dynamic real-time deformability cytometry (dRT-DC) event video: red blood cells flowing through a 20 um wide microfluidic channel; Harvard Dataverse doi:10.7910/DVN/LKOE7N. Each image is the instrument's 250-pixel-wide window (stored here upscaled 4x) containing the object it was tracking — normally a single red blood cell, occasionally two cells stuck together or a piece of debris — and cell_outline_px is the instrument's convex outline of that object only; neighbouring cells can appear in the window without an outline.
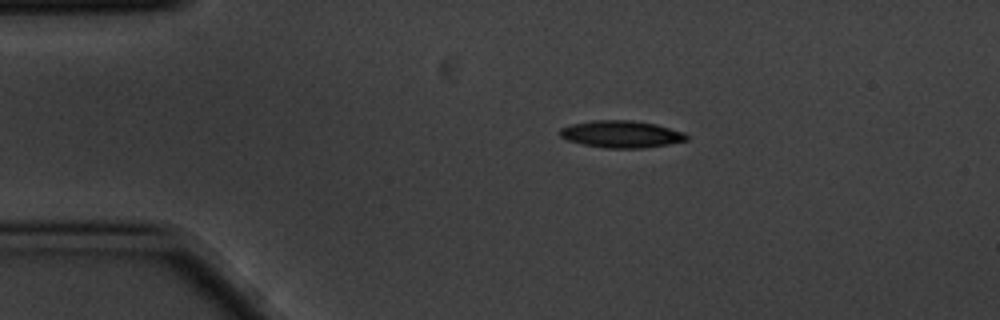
{"species": "common noctule bat (a hibernating species)", "species_latin": "Nyctalus noctula", "temperature_condition": "cold", "stored_images_in_passage": 8, "camera_frame_rate_fps": 3000, "um_per_image_px": 0.085, "animal": {"sex": "male", "body_mass_g": 20.1, "forearm_length_mm": 53.5}, "frame": {"image": 1, "passage_image": 2, "time_ms": 0.333, "image_size_px": [1000, 320], "cell_outline_px": [[688, 140], [668, 144], [644, 148], [608, 148], [584, 144], [568, 140], [560, 136], [560, 128], [572, 124], [592, 120], [632, 120], [656, 124], [684, 132], [688, 136]], "centroid_in_image_um": [52.83, 11.4], "position_along_channel_um": 32.2, "area_um2": 19.88}}
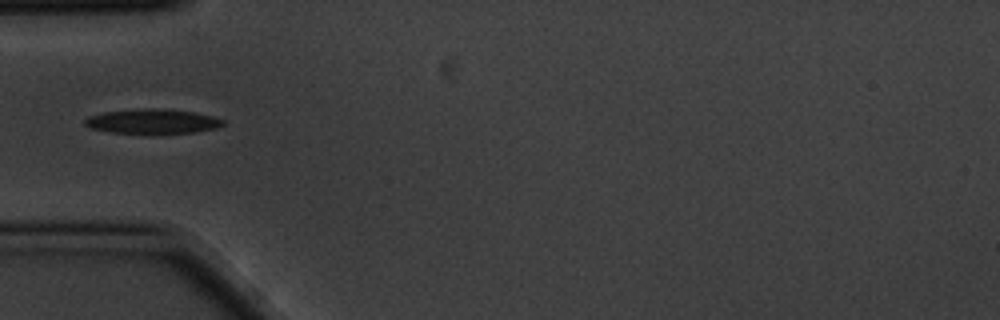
{"frame": {"image": 2, "passage_image": 4, "time_ms": 1.0, "image_size_px": [1000, 320], "cell_outline_px": [[224, 124], [216, 128], [196, 132], [152, 136], [112, 132], [88, 128], [84, 124], [84, 120], [88, 116], [104, 112], [144, 108], [160, 108], [196, 112], [212, 116], [224, 120]], "centroid_in_image_um": [12.95, 10.35], "position_along_channel_um": 72.0, "area_um2": 20.69}}